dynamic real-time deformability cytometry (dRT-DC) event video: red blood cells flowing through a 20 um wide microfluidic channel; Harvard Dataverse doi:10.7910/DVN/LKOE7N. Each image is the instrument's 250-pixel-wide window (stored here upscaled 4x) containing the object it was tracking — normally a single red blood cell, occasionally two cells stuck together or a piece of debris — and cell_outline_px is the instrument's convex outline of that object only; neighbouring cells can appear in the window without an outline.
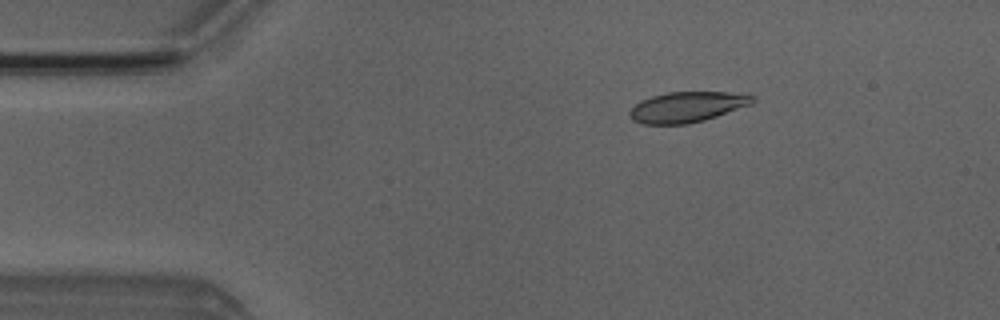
{"species": "Egyptian fruit bat (a non-hibernating species)", "species_latin": "Rousettus aegyptiacus", "temperature_condition": "room temperature", "stored_images_in_passage": 4, "camera_frame_rate_fps": 3000, "um_per_image_px": 0.085, "animal": {"sex": "male"}, "frame": {"image": 1, "passage_image": 2, "time_ms": 1.333, "image_size_px": [1000, 320], "cell_outline_px": [[756, 100], [752, 104], [704, 120], [688, 124], [640, 124], [632, 120], [628, 112], [640, 100], [652, 96], [668, 92], [748, 92], [756, 96]], "centroid_in_image_um": [58.45, 9.08], "position_along_channel_um": 26.5, "area_um2": 22.14}}